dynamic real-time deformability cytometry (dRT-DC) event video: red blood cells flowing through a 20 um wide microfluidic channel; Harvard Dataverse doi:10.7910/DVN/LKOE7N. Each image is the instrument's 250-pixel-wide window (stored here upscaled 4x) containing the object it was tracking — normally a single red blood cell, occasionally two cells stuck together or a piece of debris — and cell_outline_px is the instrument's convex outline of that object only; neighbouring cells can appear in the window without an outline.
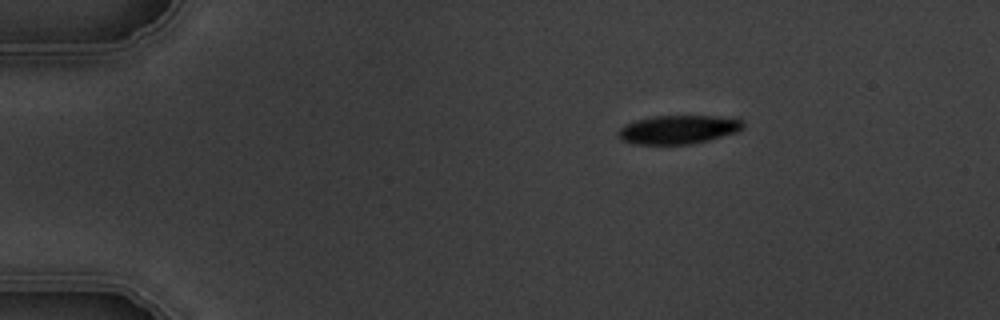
{"species": "common noctule bat (a hibernating species)", "species_latin": "Nyctalus noctula", "temperature_condition": "warm", "stored_images_in_passage": 3, "camera_frame_rate_fps": 3000, "um_per_image_px": 0.085, "animal": {"sex": "male", "body_mass_g": 19.5, "forearm_length_mm": 54.6}, "frame": {"image": 1, "passage_image": 1, "time_ms": 0.0, "image_size_px": [1000, 320], "cell_outline_px": [[744, 128], [736, 132], [708, 140], [688, 144], [632, 144], [624, 140], [616, 132], [620, 128], [636, 120], [652, 116], [712, 116], [740, 120], [744, 124]], "centroid_in_image_um": [57.63, 11.01], "position_along_channel_um": 27.4, "area_um2": 20.46}}